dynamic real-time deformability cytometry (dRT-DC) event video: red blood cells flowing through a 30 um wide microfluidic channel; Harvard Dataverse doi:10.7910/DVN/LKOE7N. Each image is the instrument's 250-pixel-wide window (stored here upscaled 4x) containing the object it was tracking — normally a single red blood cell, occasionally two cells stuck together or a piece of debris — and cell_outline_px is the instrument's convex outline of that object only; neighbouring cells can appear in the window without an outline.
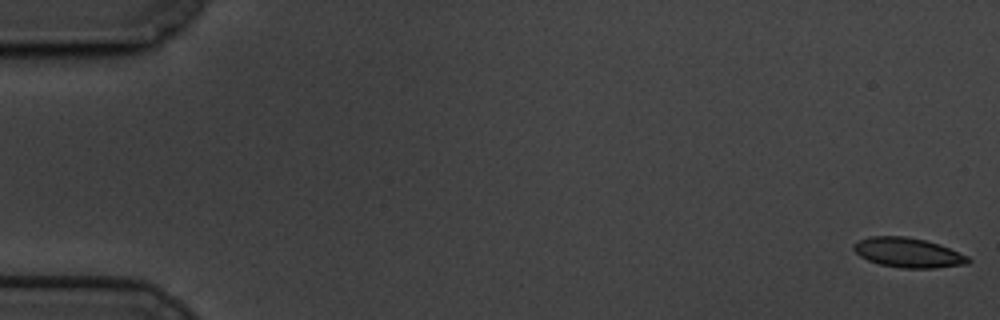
{"species": "common noctule bat (a hibernating species)", "species_latin": "Nyctalus noctula", "temperature_condition": "cold", "stored_images_in_passage": 61, "camera_frame_rate_fps": 3000, "um_per_image_px": 0.085, "animal": {"sex": "male", "body_mass_g": 19.5, "forearm_length_mm": 54.6}, "frame": {"image": 1, "passage_image": 1, "time_ms": 0.0, "image_size_px": [1000, 320], "cell_outline_px": [[972, 260], [968, 264], [936, 268], [900, 268], [880, 264], [868, 260], [860, 256], [852, 248], [852, 244], [868, 236], [904, 236], [924, 240], [940, 244], [968, 256]], "centroid_in_image_um": [77.2, 21.48], "position_along_channel_um": 7.8, "area_um2": 19.88}}
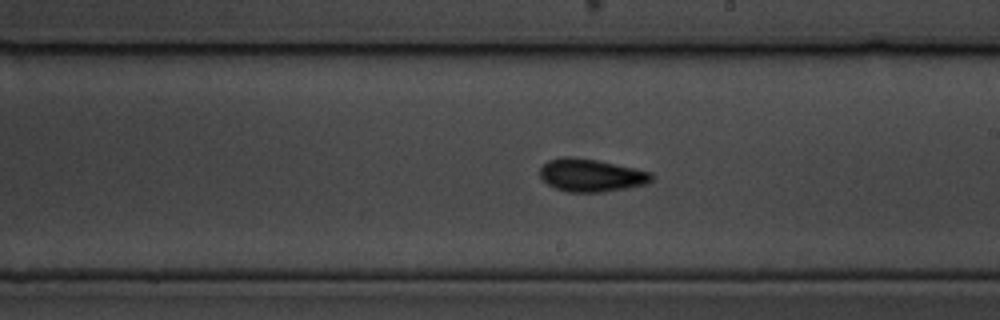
{"frame": {"image": 2, "passage_image": 35, "time_ms": 11.333, "image_size_px": [1000, 320], "cell_outline_px": [[652, 180], [648, 184], [600, 192], [568, 192], [556, 188], [548, 184], [540, 176], [540, 168], [548, 160], [564, 156], [568, 156], [596, 160], [652, 172]], "centroid_in_image_um": [50.23, 14.89], "position_along_channel_um": 238.8, "area_um2": 21.1}}
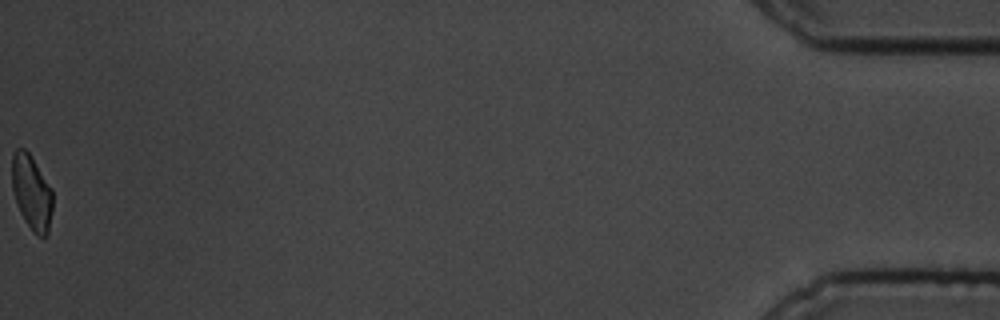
{"frame": {"image": 3, "passage_image": 61, "time_ms": 20.0, "image_size_px": [1000, 320], "cell_outline_px": [[52, 212], [48, 236], [36, 236], [32, 232], [24, 220], [16, 204], [12, 188], [12, 152], [16, 148], [24, 148], [28, 152], [52, 188]], "centroid_in_image_um": [2.69, 16.38], "position_along_channel_um": 432.5, "area_um2": 17.98}, "authors_computed_cell_mechanics": {"area_um2": 19.8832, "velocity_mm_per_s": 3.3341, "shape_relaxation_time_tau1_ms": 3.4471, "shape_relaxation_time_tau2_ms": 3.1264, "deformation_change_tau1": 0.0928, "deformation_change_tau2": 0.0724}}